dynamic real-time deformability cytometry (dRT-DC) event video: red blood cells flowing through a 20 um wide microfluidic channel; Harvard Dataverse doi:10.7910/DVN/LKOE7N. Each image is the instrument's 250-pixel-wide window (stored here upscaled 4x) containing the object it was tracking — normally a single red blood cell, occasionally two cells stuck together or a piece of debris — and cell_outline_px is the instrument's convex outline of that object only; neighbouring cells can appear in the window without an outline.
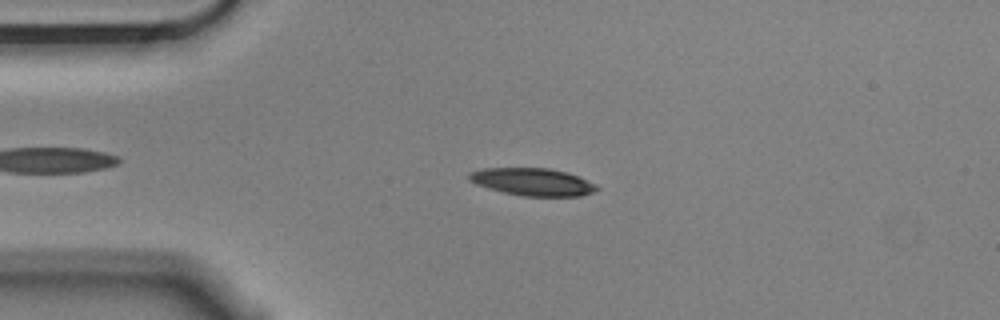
{"species": "Egyptian fruit bat (a non-hibernating species)", "species_latin": "Rousettus aegyptiacus", "temperature_condition": "cold", "stored_images_in_passage": 5, "camera_frame_rate_fps": 3000, "um_per_image_px": 0.085, "animal": {"sex": "male"}, "frame": {"image": 1, "passage_image": 3, "time_ms": 0.667, "image_size_px": [1000, 320], "cell_outline_px": [[600, 188], [592, 192], [580, 196], [524, 196], [504, 192], [488, 188], [476, 184], [468, 180], [468, 172], [484, 168], [548, 168], [568, 172], [596, 184]], "centroid_in_image_um": [45.26, 15.45], "position_along_channel_um": 39.7, "area_um2": 20.46}}
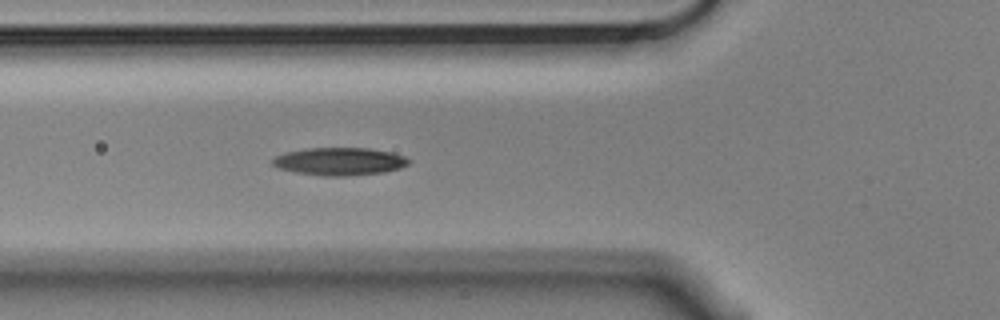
{"frame": {"image": 2, "passage_image": 5, "time_ms": 1.333, "image_size_px": [1000, 320], "cell_outline_px": [[412, 160], [408, 164], [400, 168], [384, 172], [348, 176], [324, 176], [296, 172], [280, 168], [272, 164], [272, 160], [276, 156], [288, 152], [308, 148], [368, 148], [392, 152], [404, 156]], "centroid_in_image_um": [28.91, 13.72], "position_along_channel_um": 96.9, "area_um2": 21.91}}